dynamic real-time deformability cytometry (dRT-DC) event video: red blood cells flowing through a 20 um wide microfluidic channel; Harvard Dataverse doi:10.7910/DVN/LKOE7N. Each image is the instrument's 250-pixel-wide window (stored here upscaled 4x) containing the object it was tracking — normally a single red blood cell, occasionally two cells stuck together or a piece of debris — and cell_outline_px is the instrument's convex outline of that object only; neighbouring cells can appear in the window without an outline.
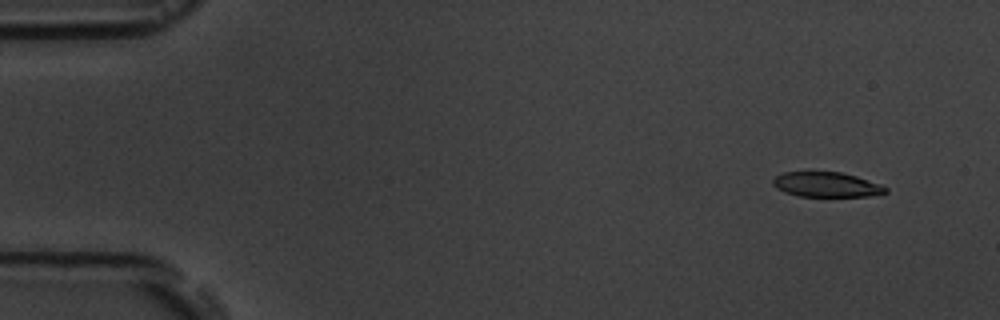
{"species": "common noctule bat (a hibernating species)", "species_latin": "Nyctalus noctula", "temperature_condition": "room temperature", "stored_images_in_passage": 4, "camera_frame_rate_fps": 3000, "um_per_image_px": 0.085, "animal": {"sex": "male", "body_mass_g": 19.5, "forearm_length_mm": 54.6}, "frame": {"image": 1, "passage_image": 1, "time_ms": 0.0, "image_size_px": [1000, 320], "cell_outline_px": [[888, 192], [868, 196], [800, 196], [784, 192], [776, 188], [772, 184], [772, 180], [776, 176], [784, 172], [840, 172], [856, 176], [880, 184], [888, 188]], "centroid_in_image_um": [70.24, 15.69], "position_along_channel_um": 14.8, "area_um2": 16.24}}
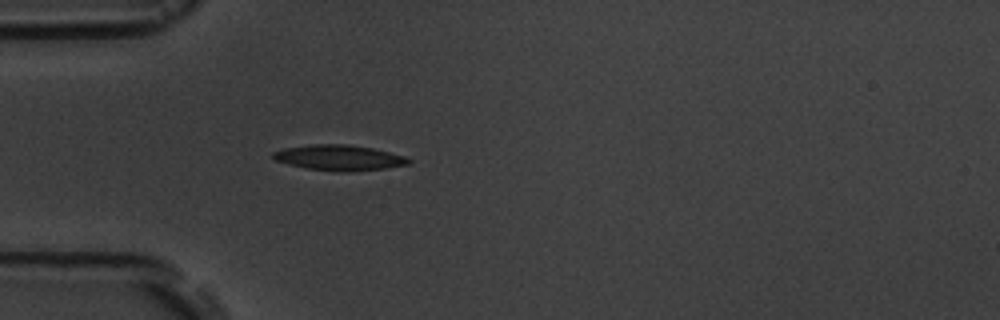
{"frame": {"image": 2, "passage_image": 4, "time_ms": 4.0, "image_size_px": [1000, 320], "cell_outline_px": [[412, 160], [408, 164], [384, 168], [336, 172], [308, 168], [288, 164], [276, 160], [272, 156], [272, 152], [284, 148], [312, 144], [348, 144], [372, 148], [404, 156]], "centroid_in_image_um": [28.79, 13.39], "position_along_channel_um": 56.2, "area_um2": 19.83}}